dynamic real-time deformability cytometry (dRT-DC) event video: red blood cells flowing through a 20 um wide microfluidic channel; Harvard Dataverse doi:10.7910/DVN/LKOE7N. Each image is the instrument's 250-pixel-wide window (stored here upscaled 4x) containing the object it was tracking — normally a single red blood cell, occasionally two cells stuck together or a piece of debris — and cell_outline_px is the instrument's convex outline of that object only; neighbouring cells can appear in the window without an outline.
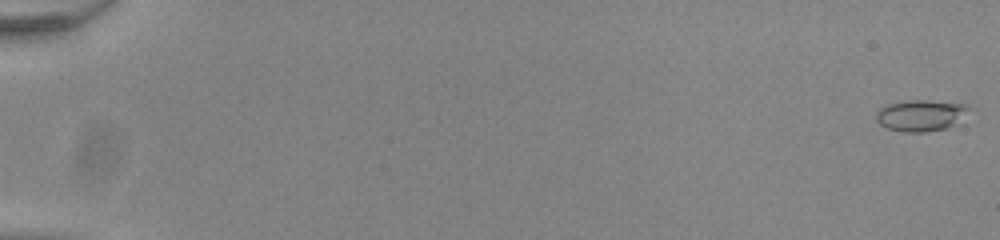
{"species": "common noctule bat (a hibernating species)", "species_latin": "Nyctalus noctula", "temperature_condition": "room temperature", "stored_images_in_passage": 55, "camera_frame_rate_fps": 3000, "um_per_image_px": 0.085, "animal": {"sex": "male", "body_mass_g": 20.0, "forearm_length_mm": 53.3}, "frame": {"image": 1, "passage_image": 1, "time_ms": 0.0, "image_size_px": [1000, 240], "cell_outline_px": [[976, 108], [960, 124], [948, 128], [924, 132], [904, 132], [888, 128], [880, 124], [876, 120], [876, 112], [880, 108], [888, 104], [904, 100], [928, 100], [968, 104]], "centroid_in_image_um": [78.42, 9.8], "position_along_channel_um": 6.6, "area_um2": 17.74}}
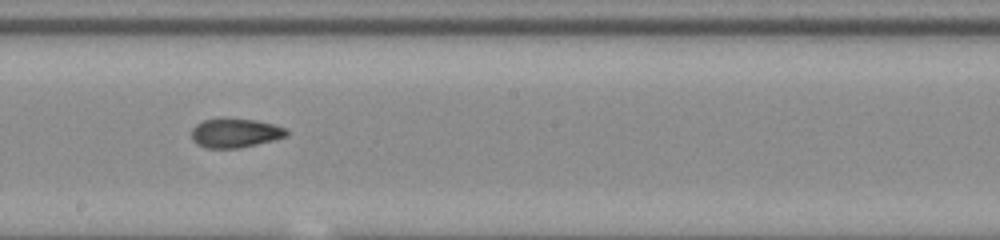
{"frame": {"image": 2, "passage_image": 33, "time_ms": 10.667, "image_size_px": [1000, 240], "cell_outline_px": [[288, 136], [276, 140], [240, 148], [204, 148], [196, 144], [192, 140], [192, 128], [196, 124], [204, 120], [256, 120], [288, 128]], "centroid_in_image_um": [20.02, 11.34], "position_along_channel_um": 228.2, "area_um2": 16.01}}
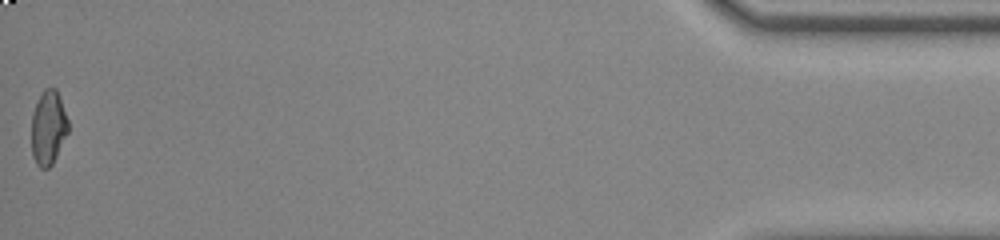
{"frame": {"image": 3, "passage_image": 55, "time_ms": 18.0, "image_size_px": [1000, 240], "cell_outline_px": [[68, 132], [52, 164], [48, 168], [40, 168], [36, 164], [32, 156], [32, 112], [44, 88], [56, 88], [60, 96], [68, 120]], "centroid_in_image_um": [4.1, 10.85], "position_along_channel_um": 431.1, "area_um2": 15.84}, "authors_computed_cell_mechanics": {"area_um2": 16.1262, "velocity_mm_per_s": 3.9093, "shape_relaxation_time_tau1_ms": 9.9868, "shape_relaxation_time_tau2_ms": 1.8143, "deformation_change_tau1": 0.2101, "deformation_change_tau2": 0.0782}}